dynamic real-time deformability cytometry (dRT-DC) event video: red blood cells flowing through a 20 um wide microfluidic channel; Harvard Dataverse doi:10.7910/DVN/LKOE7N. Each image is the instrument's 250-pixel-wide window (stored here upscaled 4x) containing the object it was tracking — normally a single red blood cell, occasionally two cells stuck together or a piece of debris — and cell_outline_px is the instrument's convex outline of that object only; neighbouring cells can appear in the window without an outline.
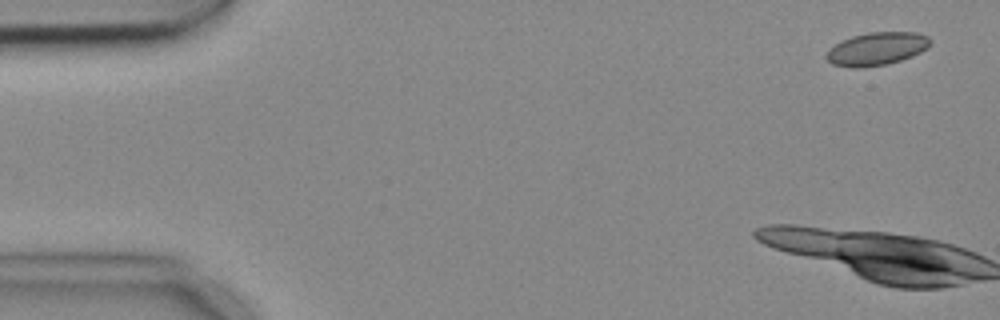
{"species": "common noctule bat (a hibernating species)", "species_latin": "Nyctalus noctula", "temperature_condition": "cold", "stored_images_in_passage": 6, "camera_frame_rate_fps": 3000, "um_per_image_px": 0.085, "animal": {"sex": "female", "body_mass_g": 18.4}, "frame": {"image": 1, "passage_image": 1, "time_ms": 0.0, "image_size_px": [1000, 320], "cell_outline_px": [[932, 40], [928, 48], [912, 56], [888, 64], [860, 68], [852, 68], [832, 64], [824, 56], [828, 48], [840, 40], [852, 36], [868, 32], [916, 32], [928, 36]], "centroid_in_image_um": [74.49, 4.14], "position_along_channel_um": 10.5, "area_um2": 20.29}}
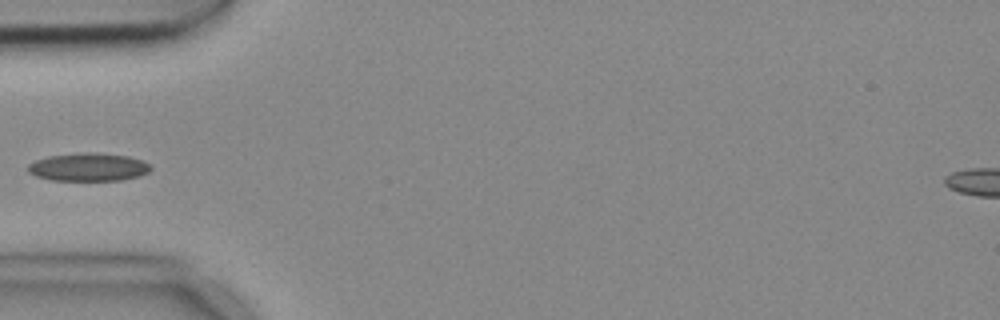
{"frame": {"image": 2, "passage_image": 6, "time_ms": 1.667, "image_size_px": [1000, 320], "cell_outline_px": [[152, 168], [148, 172], [140, 176], [120, 180], [52, 180], [36, 176], [28, 172], [28, 164], [36, 160], [48, 156], [84, 152], [96, 152], [128, 156], [144, 160]], "centroid_in_image_um": [7.53, 14.19], "position_along_channel_um": 77.5, "area_um2": 20.11}}